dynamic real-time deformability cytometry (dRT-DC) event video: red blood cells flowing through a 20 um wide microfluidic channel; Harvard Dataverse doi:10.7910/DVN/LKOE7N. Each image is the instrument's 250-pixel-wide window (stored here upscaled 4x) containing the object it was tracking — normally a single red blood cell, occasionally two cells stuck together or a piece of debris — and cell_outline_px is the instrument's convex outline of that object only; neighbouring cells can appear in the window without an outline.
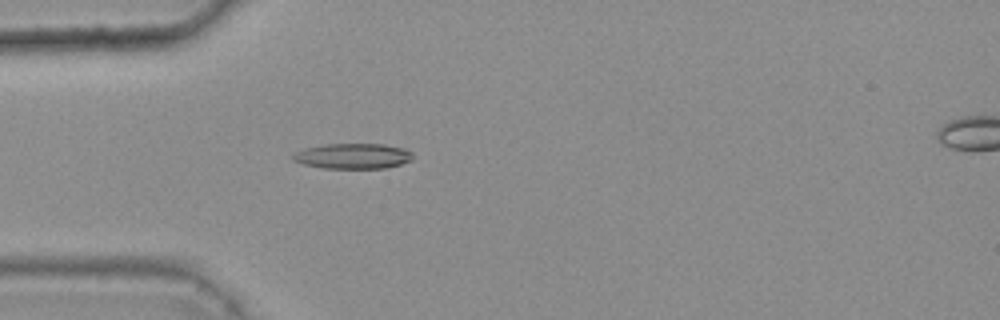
{"species": "common noctule bat (a hibernating species)", "species_latin": "Nyctalus noctula", "temperature_condition": "warm", "stored_images_in_passage": 48, "camera_frame_rate_fps": 3000, "um_per_image_px": 0.085, "animal": {"sex": "female", "body_mass_g": 25.1}, "frame": {"image": 1, "passage_image": 16, "time_ms": 5.0, "image_size_px": [1000, 320], "cell_outline_px": [[412, 160], [400, 164], [384, 168], [324, 168], [304, 164], [292, 160], [292, 156], [296, 152], [304, 148], [324, 144], [384, 144], [404, 148], [412, 152]], "centroid_in_image_um": [30.0, 13.26], "position_along_channel_um": 55.0, "area_um2": 17.69}}
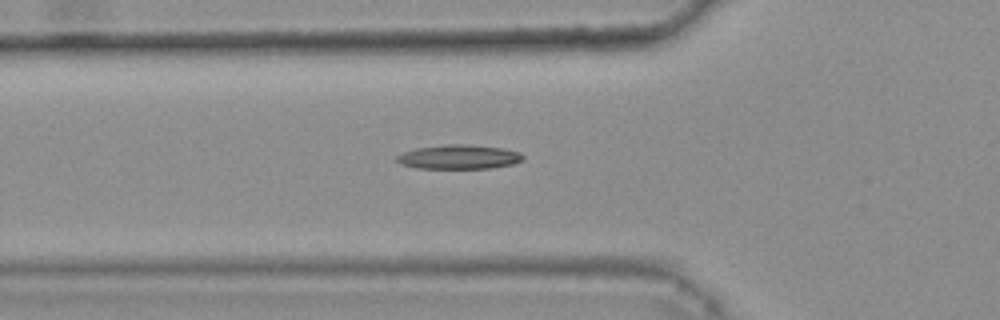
{"frame": {"image": 2, "passage_image": 19, "time_ms": 6.0, "image_size_px": [1000, 320], "cell_outline_px": [[524, 160], [512, 164], [492, 168], [416, 168], [400, 164], [396, 160], [396, 156], [404, 152], [416, 148], [444, 144], [460, 144], [500, 148], [520, 152], [524, 156]], "centroid_in_image_um": [38.99, 13.34], "position_along_channel_um": 86.8, "area_um2": 17.74}}
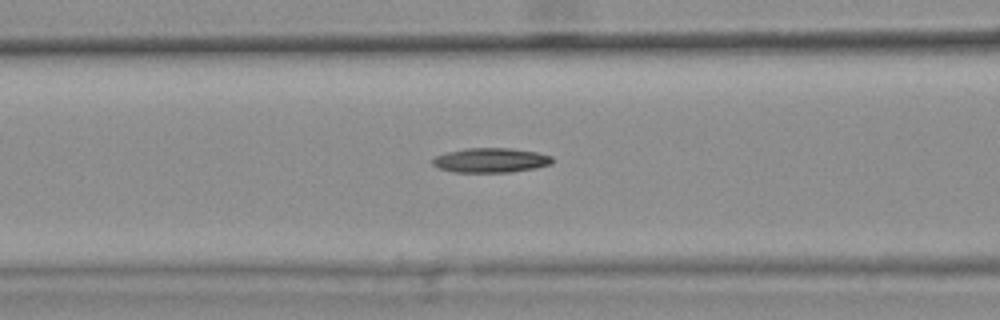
{"frame": {"image": 3, "passage_image": 22, "time_ms": 7.0, "image_size_px": [1000, 320], "cell_outline_px": [[552, 164], [536, 168], [512, 172], [452, 172], [440, 168], [432, 164], [432, 160], [436, 156], [448, 152], [464, 148], [508, 148], [536, 152], [552, 156]], "centroid_in_image_um": [41.72, 13.62], "position_along_channel_um": 124.9, "area_um2": 17.11}}